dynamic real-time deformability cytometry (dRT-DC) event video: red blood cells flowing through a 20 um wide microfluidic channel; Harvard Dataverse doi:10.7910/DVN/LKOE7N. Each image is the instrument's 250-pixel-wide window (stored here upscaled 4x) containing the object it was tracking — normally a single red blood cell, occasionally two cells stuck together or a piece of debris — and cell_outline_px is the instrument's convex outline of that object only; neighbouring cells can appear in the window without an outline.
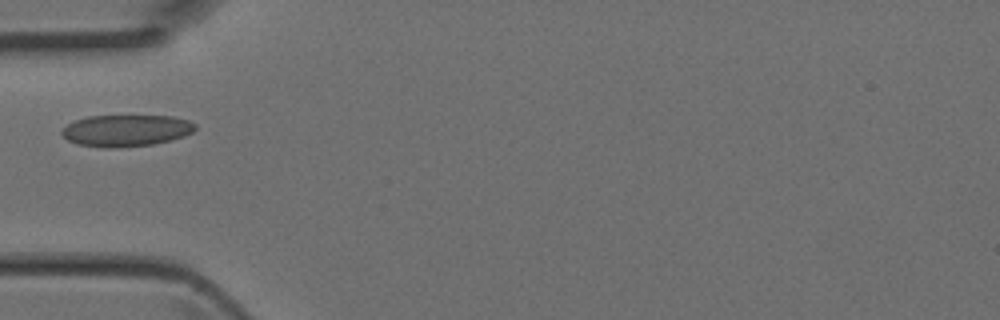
{"species": "Egyptian fruit bat (a non-hibernating species)", "species_latin": "Rousettus aegyptiacus", "temperature_condition": "room temperature", "stored_images_in_passage": 3, "camera_frame_rate_fps": 3000, "um_per_image_px": 0.085, "animal": {"sex": "female"}, "frame": {"image": 1, "passage_image": 3, "time_ms": 0.667, "image_size_px": [1000, 320], "cell_outline_px": [[196, 128], [192, 132], [184, 136], [152, 144], [108, 148], [80, 144], [68, 140], [60, 132], [68, 124], [76, 120], [88, 116], [172, 116], [188, 120], [196, 124]], "centroid_in_image_um": [10.73, 11.08], "position_along_channel_um": 74.3, "area_um2": 24.22}}